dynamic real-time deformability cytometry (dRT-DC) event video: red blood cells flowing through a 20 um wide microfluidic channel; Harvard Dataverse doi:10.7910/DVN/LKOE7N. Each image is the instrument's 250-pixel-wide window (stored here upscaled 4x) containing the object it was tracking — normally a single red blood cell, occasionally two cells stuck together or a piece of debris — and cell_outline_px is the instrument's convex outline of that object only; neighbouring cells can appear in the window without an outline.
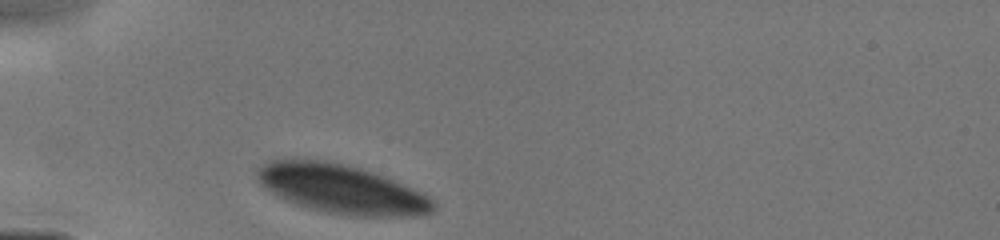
{"species": "human", "species_latin": "Homo sapiens", "temperature_condition": "cold", "stored_images_in_passage": 23, "camera_frame_rate_fps": 3000, "um_per_image_px": 0.085, "donor": {"sex": "male"}, "frame": {"image": 1, "passage_image": 1, "time_ms": 0.0, "image_size_px": [1000, 240], "cell_outline_px": [[436, 208], [432, 212], [420, 216], [352, 216], [328, 212], [292, 204], [284, 200], [264, 188], [256, 180], [256, 168], [272, 160], [324, 160], [348, 164], [376, 172], [420, 192], [432, 200], [436, 204]], "centroid_in_image_um": [29.01, 16.07], "position_along_channel_um": 56.0, "area_um2": 50.46}}
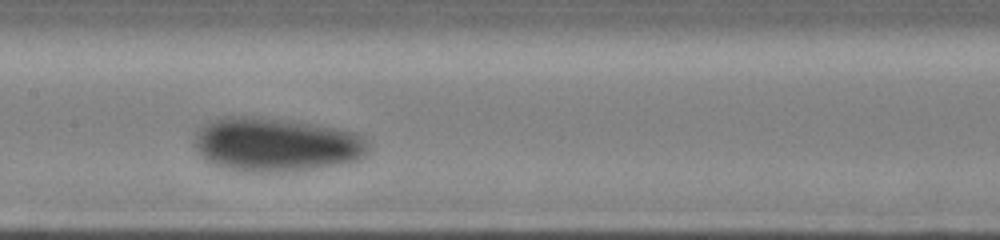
{"frame": {"image": 2, "passage_image": 12, "time_ms": 3.333, "image_size_px": [1000, 240], "cell_outline_px": [[368, 152], [360, 160], [348, 164], [316, 168], [280, 172], [244, 172], [224, 168], [212, 164], [204, 160], [192, 144], [192, 140], [196, 132], [208, 120], [220, 116], [260, 116], [292, 120], [340, 128], [356, 132], [364, 136], [368, 144]], "centroid_in_image_um": [23.45, 12.28], "position_along_channel_um": 184.0, "area_um2": 56.18}}
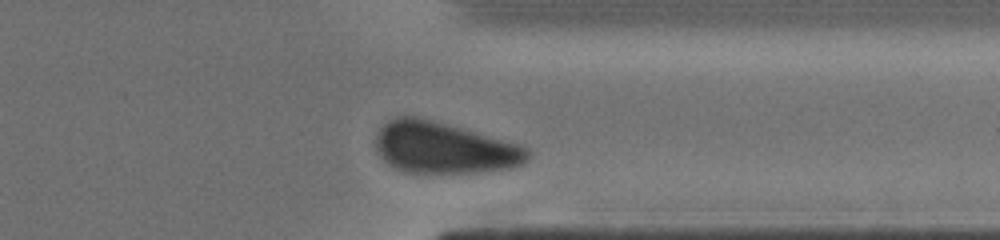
{"frame": {"image": 3, "passage_image": 23, "time_ms": 7.667, "image_size_px": [1000, 240], "cell_outline_px": [[532, 156], [524, 164], [512, 168], [488, 172], [404, 172], [388, 164], [376, 152], [376, 136], [380, 128], [388, 120], [396, 116], [420, 116], [464, 128], [520, 144], [528, 148], [532, 152]], "centroid_in_image_um": [37.79, 12.55], "position_along_channel_um": 373.6, "area_um2": 46.12}}